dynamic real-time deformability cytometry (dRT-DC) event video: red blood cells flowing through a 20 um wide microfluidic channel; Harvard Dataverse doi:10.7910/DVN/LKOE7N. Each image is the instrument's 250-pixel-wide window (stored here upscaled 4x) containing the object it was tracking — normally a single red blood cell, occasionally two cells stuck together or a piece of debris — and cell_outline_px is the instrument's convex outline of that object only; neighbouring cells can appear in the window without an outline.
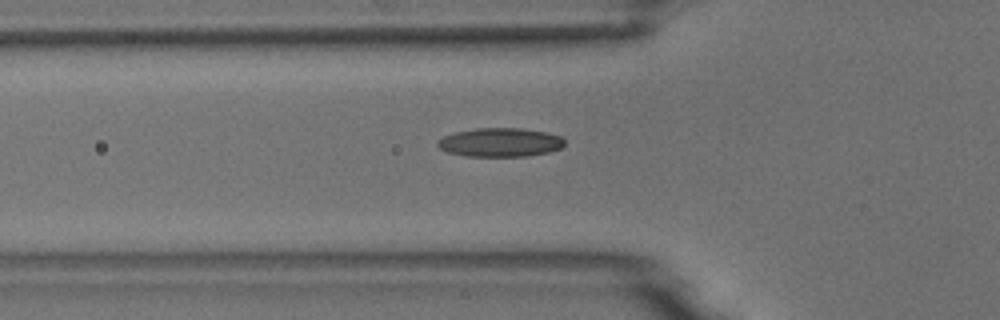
{"species": "common noctule bat (a hibernating species)", "species_latin": "Nyctalus noctula", "temperature_condition": "room temperature", "stored_images_in_passage": 7, "camera_frame_rate_fps": 3000, "um_per_image_px": 0.085, "animal": {"sex": "male", "body_mass_g": 18.8}, "frame": {"image": 1, "passage_image": 7, "time_ms": 2.0, "image_size_px": [1000, 320], "cell_outline_px": [[564, 144], [560, 148], [548, 152], [528, 156], [464, 156], [448, 152], [440, 148], [436, 144], [436, 140], [452, 132], [476, 128], [520, 128], [548, 132], [560, 136], [564, 140]], "centroid_in_image_um": [42.48, 12.09], "position_along_channel_um": 83.3, "area_um2": 21.44}}